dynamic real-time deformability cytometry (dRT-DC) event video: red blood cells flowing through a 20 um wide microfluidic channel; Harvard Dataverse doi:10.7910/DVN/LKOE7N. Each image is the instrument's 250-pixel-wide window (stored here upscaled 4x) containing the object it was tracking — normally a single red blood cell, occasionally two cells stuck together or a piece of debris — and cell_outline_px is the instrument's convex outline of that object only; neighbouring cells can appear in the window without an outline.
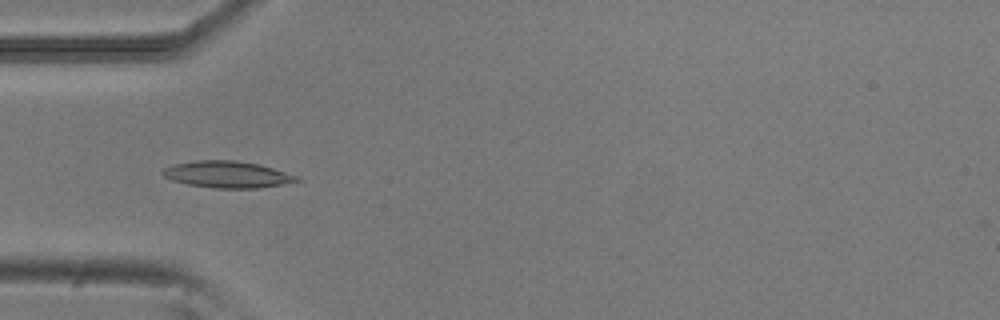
{"species": "common noctule bat (a hibernating species)", "species_latin": "Nyctalus noctula", "temperature_condition": "room temperature", "stored_images_in_passage": 8, "camera_frame_rate_fps": 3000, "um_per_image_px": 0.085, "animal": {"sex": "male", "body_mass_g": 20.5, "forearm_length_mm": 52.5}, "frame": {"image": 1, "passage_image": 4, "time_ms": 1.0, "image_size_px": [1000, 320], "cell_outline_px": [[304, 180], [284, 184], [256, 188], [212, 188], [188, 184], [172, 180], [164, 176], [160, 172], [164, 168], [172, 164], [196, 160], [236, 160], [260, 164], [296, 176]], "centroid_in_image_um": [19.3, 14.82], "position_along_channel_um": 65.7, "area_um2": 20.87}}
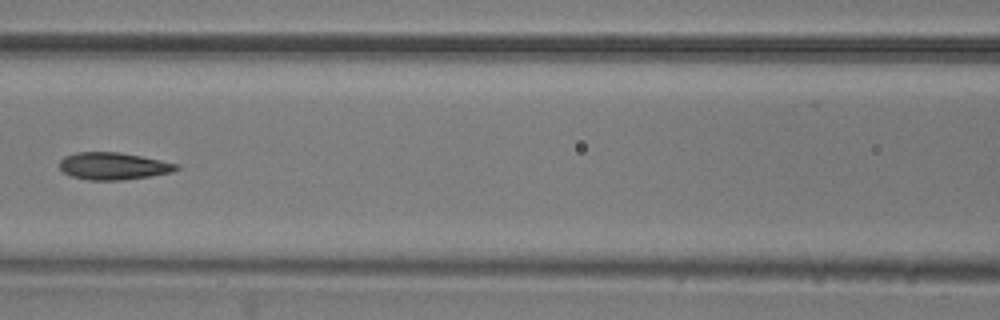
{"frame": {"image": 2, "passage_image": 6, "time_ms": 1.667, "image_size_px": [1000, 320], "cell_outline_px": [[180, 168], [172, 172], [124, 180], [88, 180], [72, 176], [64, 172], [60, 168], [60, 160], [64, 156], [76, 152], [120, 152], [180, 164]], "centroid_in_image_um": [9.64, 14.11], "position_along_channel_um": 157.0, "area_um2": 18.5}}
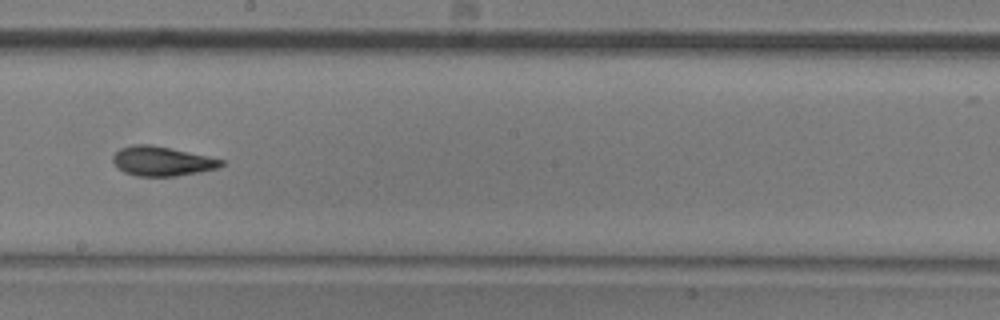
{"frame": {"image": 3, "passage_image": 8, "time_ms": 2.333, "image_size_px": [1000, 320], "cell_outline_px": [[224, 164], [216, 168], [200, 172], [176, 176], [136, 176], [124, 172], [116, 168], [112, 160], [112, 156], [120, 148], [132, 144], [148, 144], [188, 152], [224, 160]], "centroid_in_image_um": [13.71, 13.71], "position_along_channel_um": 234.5, "area_um2": 18.5}}